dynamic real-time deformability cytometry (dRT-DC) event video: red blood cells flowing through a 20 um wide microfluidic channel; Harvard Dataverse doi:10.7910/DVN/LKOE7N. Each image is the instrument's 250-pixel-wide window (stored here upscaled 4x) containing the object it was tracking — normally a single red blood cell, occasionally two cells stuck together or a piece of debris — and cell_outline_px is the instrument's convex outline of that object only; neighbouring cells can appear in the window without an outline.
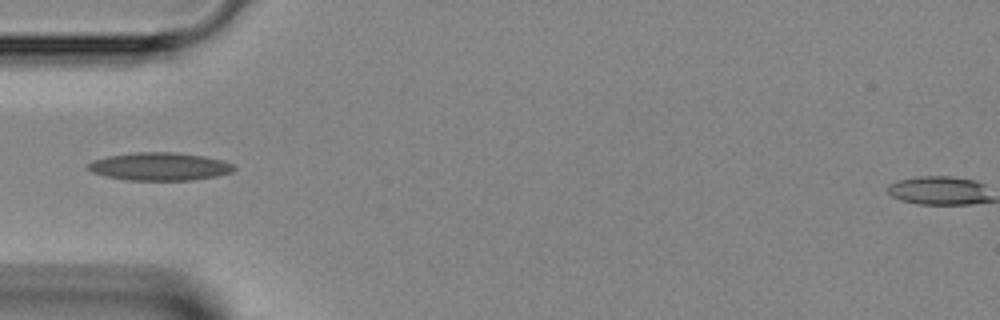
{"species": "Egyptian fruit bat (a non-hibernating species)", "species_latin": "Rousettus aegyptiacus", "temperature_condition": "room temperature", "stored_images_in_passage": 32, "camera_frame_rate_fps": 3000, "um_per_image_px": 0.085, "animal": {"sex": "female"}, "frame": {"image": 1, "passage_image": 1, "time_ms": 0.0, "image_size_px": [1000, 320], "cell_outline_px": [[236, 168], [232, 172], [216, 176], [192, 180], [128, 180], [104, 176], [92, 172], [88, 168], [88, 164], [92, 160], [108, 156], [136, 152], [176, 152], [204, 156], [224, 160], [236, 164]], "centroid_in_image_um": [13.61, 14.15], "position_along_channel_um": 71.4, "area_um2": 23.93}}
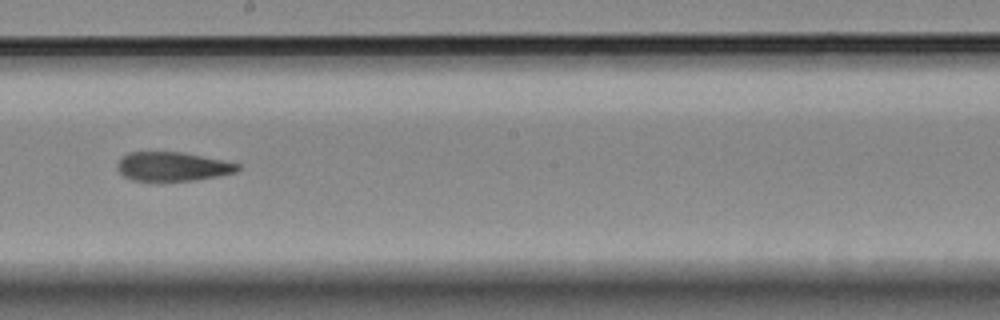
{"frame": {"image": 2, "passage_image": 12, "time_ms": 3.667, "image_size_px": [1000, 320], "cell_outline_px": [[240, 168], [236, 172], [220, 176], [196, 180], [132, 180], [124, 176], [116, 168], [116, 164], [128, 152], [180, 152], [224, 160], [240, 164]], "centroid_in_image_um": [14.69, 14.15], "position_along_channel_um": 233.5, "area_um2": 20.23}}
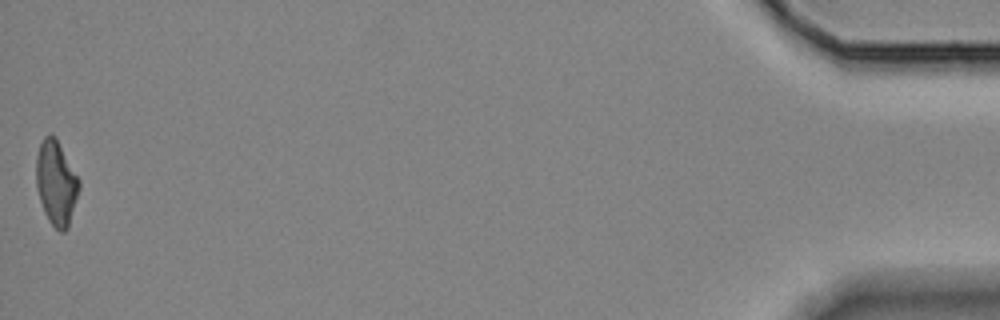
{"frame": {"image": 3, "passage_image": 32, "time_ms": 10.333, "image_size_px": [1000, 320], "cell_outline_px": [[80, 188], [68, 228], [64, 232], [60, 232], [48, 220], [44, 212], [36, 188], [36, 156], [40, 144], [44, 136], [52, 132], [56, 136], [80, 180]], "centroid_in_image_um": [4.78, 15.52], "position_along_channel_um": 430.4, "area_um2": 21.39}}